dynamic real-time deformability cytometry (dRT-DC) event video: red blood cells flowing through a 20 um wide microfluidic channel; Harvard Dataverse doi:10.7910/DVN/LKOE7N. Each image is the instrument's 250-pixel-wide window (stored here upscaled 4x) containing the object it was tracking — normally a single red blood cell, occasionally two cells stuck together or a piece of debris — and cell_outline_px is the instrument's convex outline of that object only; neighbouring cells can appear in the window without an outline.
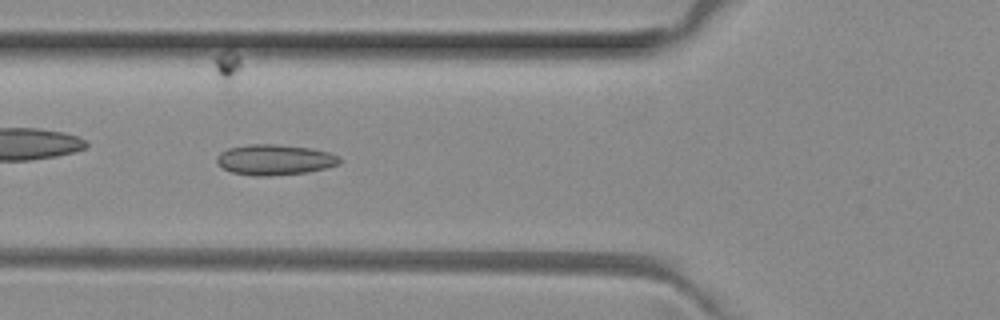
{"species": "common noctule bat (a hibernating species)", "species_latin": "Nyctalus noctula", "temperature_condition": "room temperature", "stored_images_in_passage": 8, "camera_frame_rate_fps": 3000, "um_per_image_px": 0.085, "animal": {"sex": "female", "body_mass_g": 29.2, "forearm_length_mm": 56.3}, "frame": {"image": 1, "passage_image": 6, "time_ms": 1.667, "image_size_px": [1000, 320], "cell_outline_px": [[340, 164], [308, 172], [268, 176], [252, 176], [232, 172], [216, 164], [216, 156], [220, 152], [228, 148], [248, 144], [276, 144], [312, 148], [328, 152], [340, 156]], "centroid_in_image_um": [23.33, 13.57], "position_along_channel_um": 102.5, "area_um2": 22.02}}
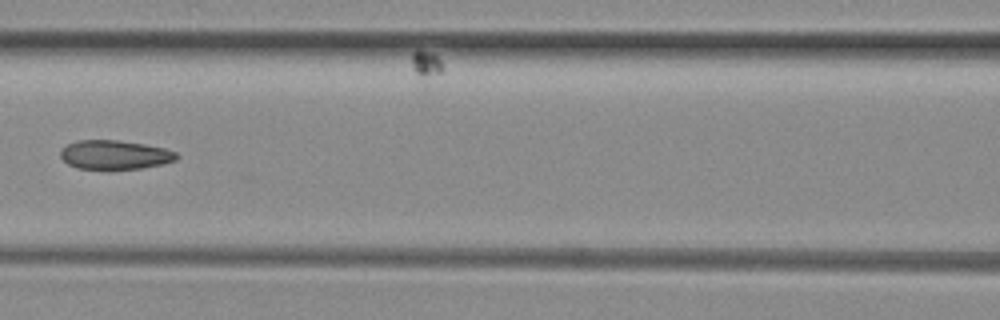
{"frame": {"image": 2, "passage_image": 7, "time_ms": 2.0, "image_size_px": [1000, 320], "cell_outline_px": [[180, 156], [176, 160], [164, 164], [140, 168], [76, 168], [68, 164], [60, 156], [60, 152], [68, 144], [76, 140], [116, 140], [144, 144], [164, 148], [176, 152]], "centroid_in_image_um": [9.78, 13.14], "position_along_channel_um": 156.8, "area_um2": 19.42}}